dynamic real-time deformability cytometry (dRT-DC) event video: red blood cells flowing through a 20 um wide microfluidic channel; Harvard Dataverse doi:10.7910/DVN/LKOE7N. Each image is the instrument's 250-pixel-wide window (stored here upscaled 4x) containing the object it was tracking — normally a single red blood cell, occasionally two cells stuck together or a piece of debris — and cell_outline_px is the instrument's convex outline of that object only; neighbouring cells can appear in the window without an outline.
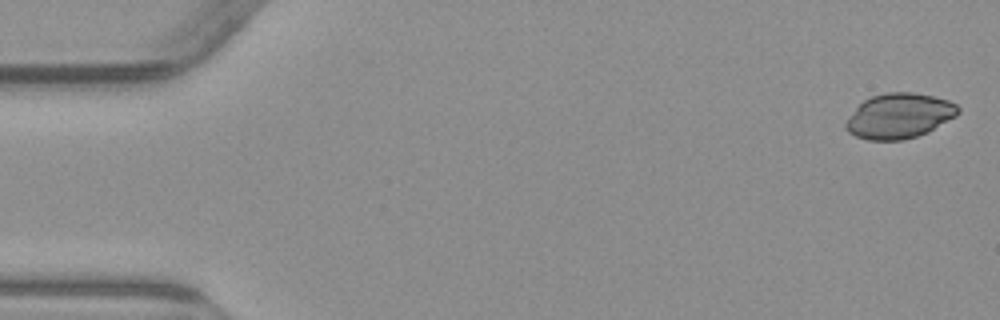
{"species": "common noctule bat (a hibernating species)", "species_latin": "Nyctalus noctula", "temperature_condition": "warm", "stored_images_in_passage": 3, "camera_frame_rate_fps": 3000, "um_per_image_px": 0.085, "animal": {"sex": "male", "body_mass_g": 23.1, "forearm_length_mm": 52.7}, "frame": {"image": 1, "passage_image": 1, "time_ms": 0.0, "image_size_px": [1000, 320], "cell_outline_px": [[960, 112], [956, 116], [928, 132], [904, 140], [868, 140], [856, 136], [848, 132], [844, 128], [844, 124], [856, 108], [864, 100], [872, 96], [884, 92], [912, 92], [932, 96], [948, 100], [956, 104], [960, 108]], "centroid_in_image_um": [76.44, 9.85], "position_along_channel_um": 8.6, "area_um2": 29.48}}